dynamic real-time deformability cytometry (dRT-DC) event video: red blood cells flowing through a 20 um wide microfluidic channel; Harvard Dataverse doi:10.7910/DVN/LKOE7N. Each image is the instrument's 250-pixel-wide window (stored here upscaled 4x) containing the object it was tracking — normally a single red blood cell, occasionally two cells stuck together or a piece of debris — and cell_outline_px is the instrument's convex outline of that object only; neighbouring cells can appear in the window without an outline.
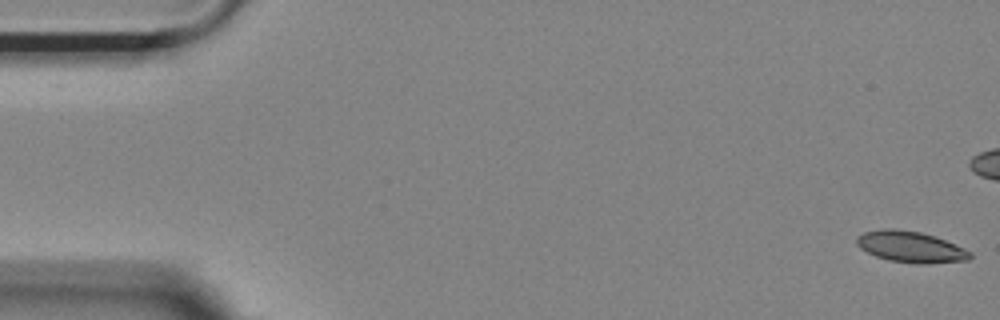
{"species": "Egyptian fruit bat (a non-hibernating species)", "species_latin": "Rousettus aegyptiacus", "temperature_condition": "room temperature", "stored_images_in_passage": 26, "camera_frame_rate_fps": 3000, "um_per_image_px": 0.085, "animal": {"sex": "female"}, "frame": {"image": 1, "passage_image": 1, "time_ms": 0.0, "image_size_px": [1000, 320], "cell_outline_px": [[972, 256], [968, 260], [924, 264], [916, 264], [888, 260], [876, 256], [860, 248], [856, 244], [856, 236], [864, 232], [884, 228], [892, 228], [920, 232], [936, 236], [964, 248], [972, 252]], "centroid_in_image_um": [77.4, 20.98], "position_along_channel_um": 7.6, "area_um2": 20.69}}
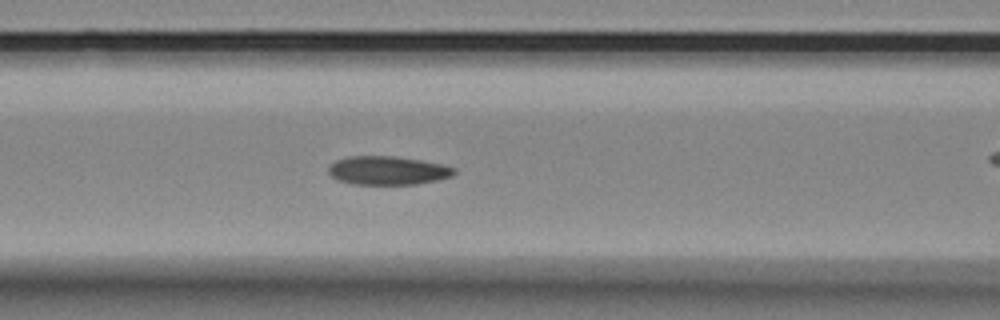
{"frame": {"image": 2, "passage_image": 22, "time_ms": 7.0, "image_size_px": [1000, 320], "cell_outline_px": [[456, 172], [452, 176], [436, 180], [416, 184], [352, 184], [336, 180], [328, 172], [328, 164], [336, 160], [348, 156], [392, 156], [420, 160], [440, 164], [456, 168]], "centroid_in_image_um": [32.9, 14.49], "position_along_channel_um": 133.7, "area_um2": 20.98}}
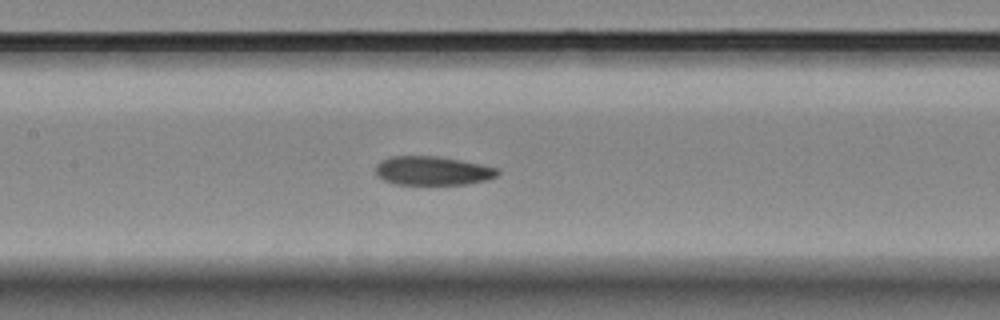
{"frame": {"image": 3, "passage_image": 25, "time_ms": 8.0, "image_size_px": [1000, 320], "cell_outline_px": [[500, 172], [496, 176], [488, 180], [464, 184], [396, 184], [384, 180], [376, 172], [376, 164], [380, 160], [388, 156], [436, 156], [460, 160], [480, 164], [496, 168]], "centroid_in_image_um": [36.75, 14.5], "position_along_channel_um": 170.6, "area_um2": 20.4}}